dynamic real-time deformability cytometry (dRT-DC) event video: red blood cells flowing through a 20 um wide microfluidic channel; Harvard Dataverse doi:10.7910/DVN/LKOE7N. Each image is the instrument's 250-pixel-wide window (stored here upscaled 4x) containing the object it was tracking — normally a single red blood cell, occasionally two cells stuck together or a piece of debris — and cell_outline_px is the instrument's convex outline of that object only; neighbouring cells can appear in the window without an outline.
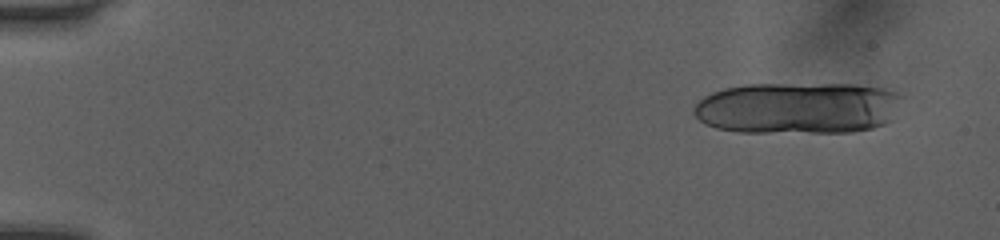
{"species": "human", "species_latin": "Homo sapiens", "temperature_condition": "room temperature", "stored_images_in_passage": 10, "camera_frame_rate_fps": 3000, "um_per_image_px": 0.085, "donor": {"sex": "female"}, "frame": {"image": 1, "passage_image": 2, "time_ms": 0.333, "image_size_px": [1000, 240], "cell_outline_px": [[904, 96], [892, 120], [884, 124], [872, 128], [852, 132], [736, 132], [716, 128], [704, 124], [692, 112], [692, 108], [704, 96], [712, 92], [724, 88], [748, 84], [856, 84], [884, 88], [896, 92]], "centroid_in_image_um": [67.83, 9.17], "position_along_channel_um": 17.2, "area_um2": 63.52}}